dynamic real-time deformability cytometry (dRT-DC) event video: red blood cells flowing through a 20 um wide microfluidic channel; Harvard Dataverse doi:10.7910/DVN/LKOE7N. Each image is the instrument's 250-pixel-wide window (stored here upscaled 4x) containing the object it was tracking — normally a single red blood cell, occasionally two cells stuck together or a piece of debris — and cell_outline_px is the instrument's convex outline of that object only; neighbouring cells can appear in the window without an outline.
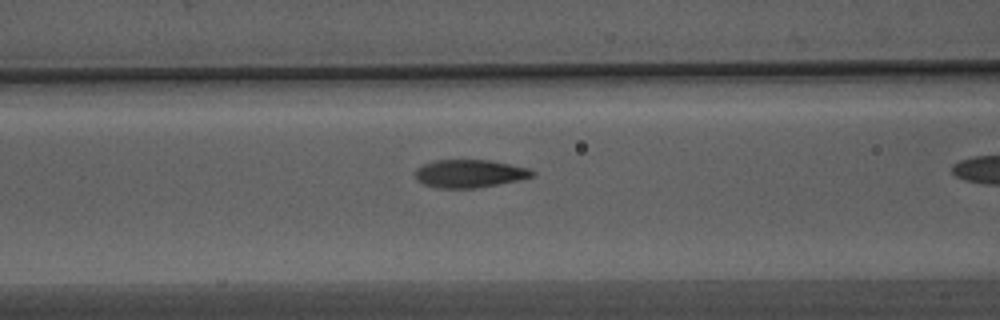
{"species": "Egyptian fruit bat (a non-hibernating species)", "species_latin": "Rousettus aegyptiacus", "temperature_condition": "warm", "stored_images_in_passage": 14, "camera_frame_rate_fps": 3000, "um_per_image_px": 0.085, "animal": {"sex": "male"}, "frame": {"image": 1, "passage_image": 10, "time_ms": 3.0, "image_size_px": [1000, 320], "cell_outline_px": [[536, 176], [476, 188], [436, 188], [424, 184], [416, 180], [416, 168], [432, 160], [488, 160], [528, 168], [536, 172]], "centroid_in_image_um": [39.89, 14.75], "position_along_channel_um": 126.7, "area_um2": 18.96}}